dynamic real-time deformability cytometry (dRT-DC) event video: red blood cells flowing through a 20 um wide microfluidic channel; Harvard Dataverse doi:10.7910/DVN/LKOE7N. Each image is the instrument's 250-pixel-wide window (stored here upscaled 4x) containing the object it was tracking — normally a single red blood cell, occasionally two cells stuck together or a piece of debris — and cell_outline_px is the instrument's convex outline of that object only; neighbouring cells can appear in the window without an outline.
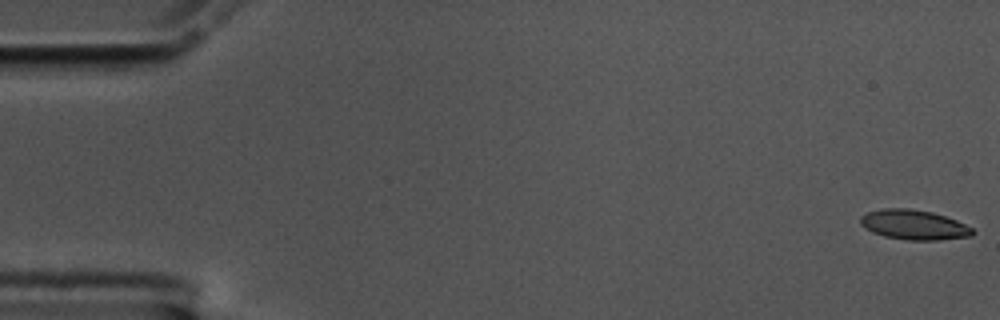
{"species": "common noctule bat (a hibernating species)", "species_latin": "Nyctalus noctula", "temperature_condition": "cold", "stored_images_in_passage": 57, "camera_frame_rate_fps": 3000, "um_per_image_px": 0.085, "animal": {"sex": "male", "body_mass_g": 17.5, "forearm_length_mm": 52.3}, "frame": {"image": 1, "passage_image": 1, "time_ms": 0.0, "image_size_px": [1000, 320], "cell_outline_px": [[976, 232], [972, 236], [940, 240], [908, 240], [884, 236], [872, 232], [864, 228], [860, 224], [860, 216], [868, 212], [884, 208], [908, 208], [932, 212], [956, 220], [972, 228]], "centroid_in_image_um": [77.68, 19.11], "position_along_channel_um": 7.3, "area_um2": 19.54}}
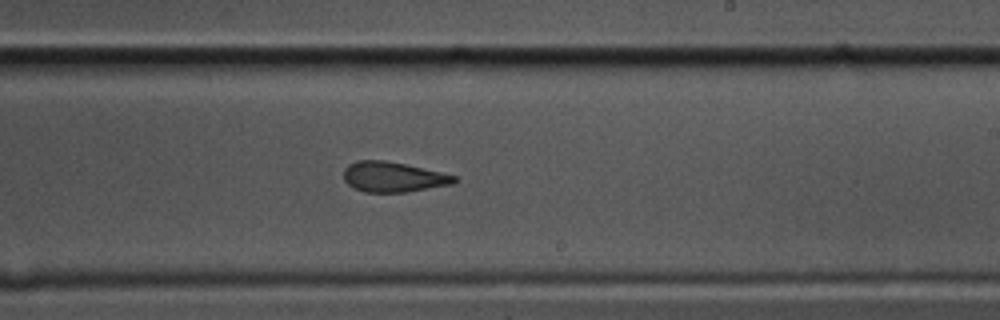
{"frame": {"image": 2, "passage_image": 34, "time_ms": 11.0, "image_size_px": [1000, 320], "cell_outline_px": [[456, 180], [452, 184], [408, 192], [364, 192], [348, 184], [344, 180], [344, 168], [348, 164], [356, 160], [384, 160], [404, 164], [440, 172], [456, 176]], "centroid_in_image_um": [33.38, 15.04], "position_along_channel_um": 255.6, "area_um2": 19.31}}
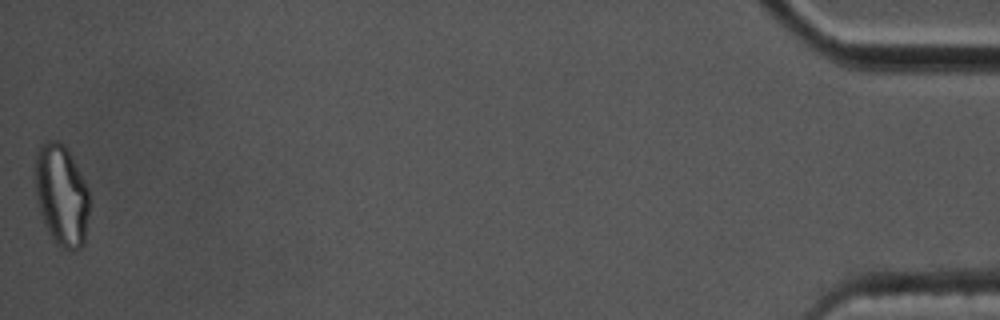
{"frame": {"image": 3, "passage_image": 57, "time_ms": 18.667, "image_size_px": [1000, 320], "cell_outline_px": [[88, 216], [84, 244], [80, 248], [72, 252], [56, 244], [52, 240], [48, 232], [40, 212], [36, 196], [36, 152], [40, 144], [48, 140], [60, 140], [68, 148], [88, 188]], "centroid_in_image_um": [5.23, 16.59], "position_along_channel_um": 430.0, "area_um2": 32.19}, "authors_computed_cell_mechanics": {"area_um2": 20.3456, "velocity_mm_per_s": 3.5362, "shape_relaxation_time_tau1_ms": null, "shape_relaxation_time_tau2_ms": 2.6116, "deformation_change_tau1": null, "deformation_change_tau2": 0.0922}}